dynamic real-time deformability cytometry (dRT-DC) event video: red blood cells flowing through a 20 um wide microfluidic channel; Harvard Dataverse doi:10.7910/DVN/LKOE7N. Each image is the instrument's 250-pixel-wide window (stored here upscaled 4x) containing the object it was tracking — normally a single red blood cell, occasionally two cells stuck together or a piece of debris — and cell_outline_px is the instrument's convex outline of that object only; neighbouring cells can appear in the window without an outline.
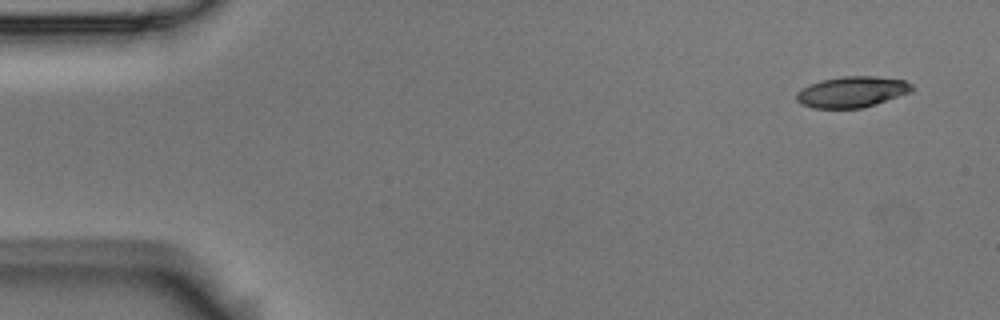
{"species": "Egyptian fruit bat (a non-hibernating species)", "species_latin": "Rousettus aegyptiacus", "temperature_condition": "room temperature", "stored_images_in_passage": 4, "camera_frame_rate_fps": 3000, "um_per_image_px": 0.085, "animal": {"sex": "male"}, "frame": {"image": 1, "passage_image": 1, "time_ms": 0.0, "image_size_px": [1000, 320], "cell_outline_px": [[912, 92], [876, 104], [860, 108], [812, 108], [800, 104], [796, 100], [796, 92], [800, 88], [808, 84], [820, 80], [844, 76], [876, 76], [904, 80], [912, 84]], "centroid_in_image_um": [72.38, 7.81], "position_along_channel_um": 12.6, "area_um2": 21.04}}
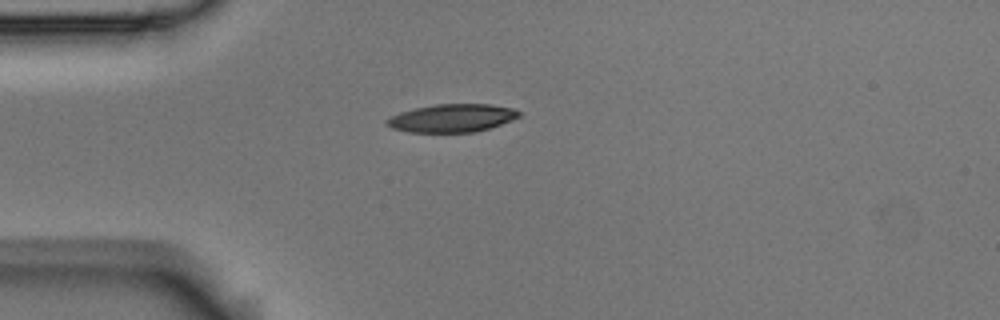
{"frame": {"image": 2, "passage_image": 4, "time_ms": 1.0, "image_size_px": [1000, 320], "cell_outline_px": [[520, 116], [512, 120], [476, 132], [408, 132], [392, 128], [384, 120], [400, 112], [416, 108], [436, 104], [492, 104], [512, 108], [520, 112]], "centroid_in_image_um": [38.43, 10.03], "position_along_channel_um": 46.6, "area_um2": 21.44}}